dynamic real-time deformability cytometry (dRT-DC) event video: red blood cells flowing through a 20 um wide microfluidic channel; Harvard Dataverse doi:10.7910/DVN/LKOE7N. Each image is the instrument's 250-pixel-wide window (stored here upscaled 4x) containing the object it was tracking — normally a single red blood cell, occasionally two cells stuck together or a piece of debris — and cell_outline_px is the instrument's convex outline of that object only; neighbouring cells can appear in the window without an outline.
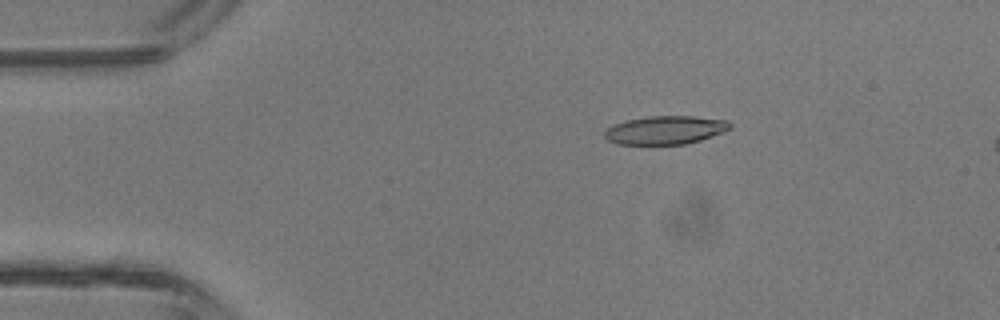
{"species": "common noctule bat (a hibernating species)", "species_latin": "Nyctalus noctula", "temperature_condition": "room temperature", "stored_images_in_passage": 2, "camera_frame_rate_fps": 3000, "um_per_image_px": 0.085, "animal": {"sex": "male", "body_mass_g": 13.3}, "frame": {"image": 1, "passage_image": 1, "time_ms": 0.0, "image_size_px": [1000, 320], "cell_outline_px": [[732, 128], [724, 132], [700, 140], [684, 144], [616, 144], [608, 140], [604, 136], [604, 132], [612, 124], [624, 120], [648, 116], [692, 116], [724, 120], [732, 124]], "centroid_in_image_um": [56.53, 11.05], "position_along_channel_um": 28.5, "area_um2": 20.81}}